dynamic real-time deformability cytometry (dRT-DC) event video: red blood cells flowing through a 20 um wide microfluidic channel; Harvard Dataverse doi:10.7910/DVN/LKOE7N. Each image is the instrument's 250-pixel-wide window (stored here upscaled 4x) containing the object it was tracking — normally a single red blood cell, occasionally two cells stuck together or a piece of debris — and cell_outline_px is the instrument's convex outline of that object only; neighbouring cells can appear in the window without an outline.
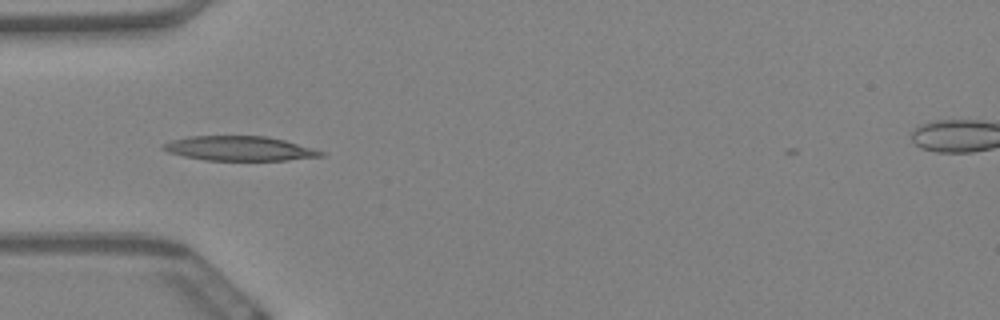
{"species": "Egyptian fruit bat (a non-hibernating species)", "species_latin": "Rousettus aegyptiacus", "temperature_condition": "warm", "stored_images_in_passage": 43, "camera_frame_rate_fps": 3000, "um_per_image_px": 0.085, "animal": {"sex": "female"}, "frame": {"image": 1, "passage_image": 2, "time_ms": 0.333, "image_size_px": [1000, 320], "cell_outline_px": [[324, 156], [288, 160], [204, 160], [184, 156], [168, 152], [160, 148], [160, 144], [172, 140], [188, 136], [268, 136], [284, 140], [312, 148], [324, 152]], "centroid_in_image_um": [20.3, 12.61], "position_along_channel_um": 64.7, "area_um2": 22.54}}
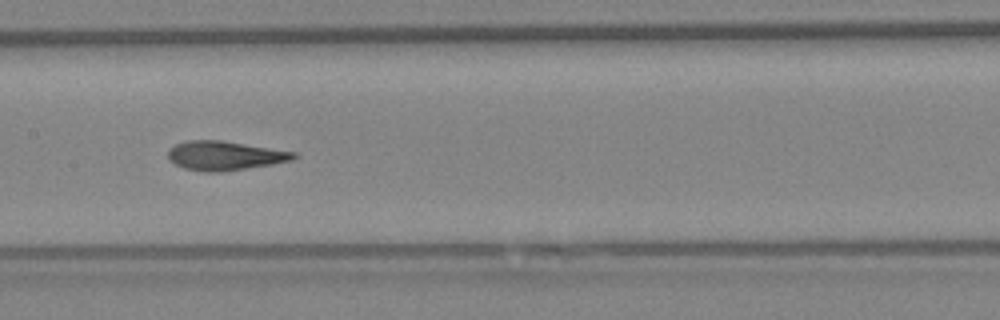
{"frame": {"image": 2, "passage_image": 13, "time_ms": 4.0, "image_size_px": [1000, 320], "cell_outline_px": [[300, 156], [292, 160], [272, 164], [220, 172], [204, 172], [184, 168], [168, 160], [168, 152], [176, 144], [188, 140], [220, 140], [296, 152]], "centroid_in_image_um": [19.12, 13.23], "position_along_channel_um": 188.3, "area_um2": 21.21}}
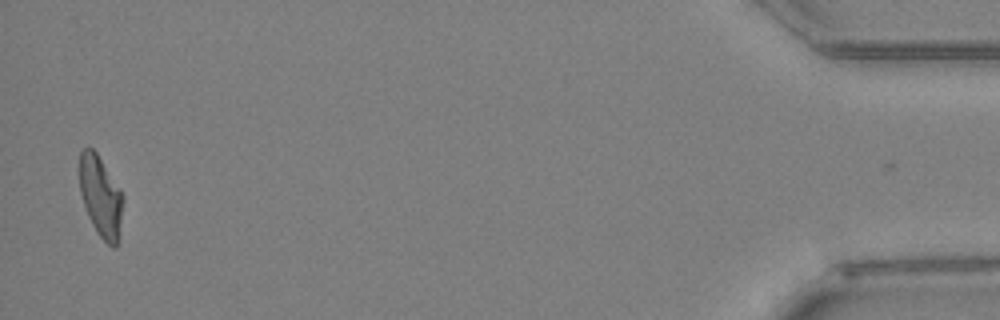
{"frame": {"image": 3, "passage_image": 42, "time_ms": 13.667, "image_size_px": [1000, 320], "cell_outline_px": [[124, 200], [120, 236], [116, 248], [112, 248], [96, 232], [88, 216], [80, 192], [80, 148], [92, 148], [96, 152], [124, 196]], "centroid_in_image_um": [8.58, 16.75], "position_along_channel_um": 426.6, "area_um2": 20.58}, "authors_computed_cell_mechanics": {"area_um2": 21.0392, "velocity_mm_per_s": 3.3934, "shape_relaxation_time_tau1_ms": null, "shape_relaxation_time_tau2_ms": 1.5187, "deformation_change_tau1": null, "deformation_change_tau2": 0.0945}}